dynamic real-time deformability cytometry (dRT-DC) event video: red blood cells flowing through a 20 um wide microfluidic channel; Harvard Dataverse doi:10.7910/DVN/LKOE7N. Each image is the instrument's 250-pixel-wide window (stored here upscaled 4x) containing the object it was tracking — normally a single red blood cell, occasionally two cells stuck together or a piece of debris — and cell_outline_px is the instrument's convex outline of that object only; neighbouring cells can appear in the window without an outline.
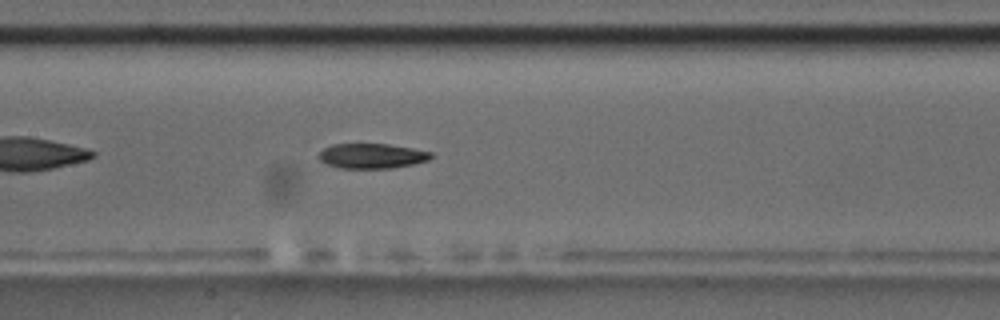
{"species": "common noctule bat (a hibernating species)", "species_latin": "Nyctalus noctula", "temperature_condition": "room temperature", "stored_images_in_passage": 42, "camera_frame_rate_fps": 3000, "um_per_image_px": 0.085, "animal": {"sex": "male", "body_mass_g": 17.5, "forearm_length_mm": 52.3}, "frame": {"image": 1, "passage_image": 13, "time_ms": 4.0, "image_size_px": [1000, 320], "cell_outline_px": [[432, 156], [428, 160], [412, 164], [392, 168], [340, 168], [328, 164], [320, 160], [320, 152], [324, 148], [332, 144], [388, 144], [412, 148], [432, 152]], "centroid_in_image_um": [31.62, 13.25], "position_along_channel_um": 175.8, "area_um2": 16.13}}
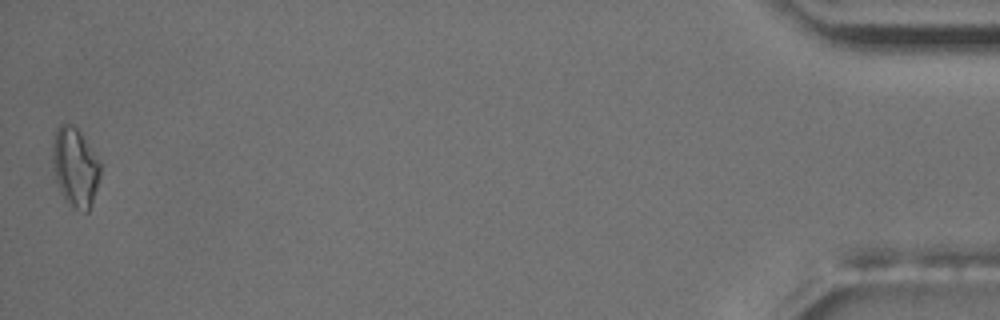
{"frame": {"image": 2, "passage_image": 42, "time_ms": 13.667, "image_size_px": [1000, 320], "cell_outline_px": [[100, 176], [88, 212], [84, 212], [68, 204], [64, 200], [60, 192], [56, 180], [52, 164], [52, 144], [56, 128], [60, 124], [72, 124], [80, 132], [100, 164]], "centroid_in_image_um": [6.35, 14.21], "position_along_channel_um": 428.9, "area_um2": 21.73}, "authors_computed_cell_mechanics": {"area_um2": 17.2822, "velocity_mm_per_s": 3.5759, "shape_relaxation_time_tau1_ms": 7.7185, "shape_relaxation_time_tau2_ms": 4.9106, "deformation_change_tau1": 0.2011, "deformation_change_tau2": 0.1317}}